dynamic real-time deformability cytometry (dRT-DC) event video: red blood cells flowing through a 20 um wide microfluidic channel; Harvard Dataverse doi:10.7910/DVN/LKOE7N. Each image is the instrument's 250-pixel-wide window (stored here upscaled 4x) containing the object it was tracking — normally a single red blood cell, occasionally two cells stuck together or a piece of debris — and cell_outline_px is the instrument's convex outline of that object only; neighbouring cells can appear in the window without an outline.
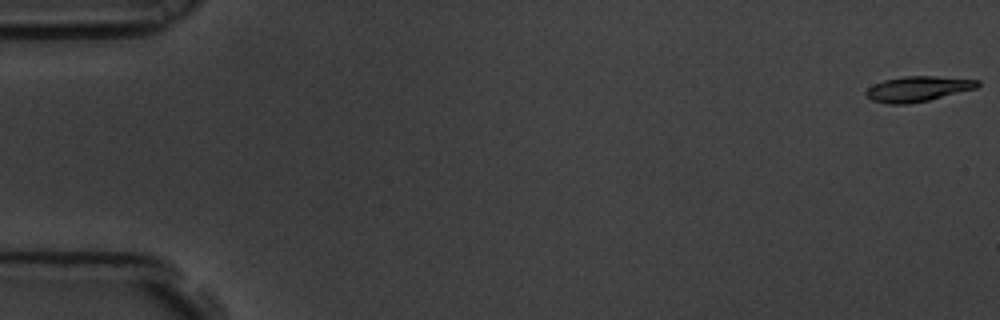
{"species": "common noctule bat (a hibernating species)", "species_latin": "Nyctalus noctula", "temperature_condition": "room temperature", "stored_images_in_passage": 18, "camera_frame_rate_fps": 3000, "um_per_image_px": 0.085, "animal": {"sex": "male", "body_mass_g": 19.5, "forearm_length_mm": 54.6}, "frame": {"image": 1, "passage_image": 1, "time_ms": 0.0, "image_size_px": [1000, 320], "cell_outline_px": [[980, 84], [976, 88], [928, 100], [908, 104], [888, 104], [872, 100], [864, 92], [868, 88], [884, 80], [904, 76], [936, 76], [980, 80]], "centroid_in_image_um": [78.02, 7.55], "position_along_channel_um": 7.0, "area_um2": 16.24}}
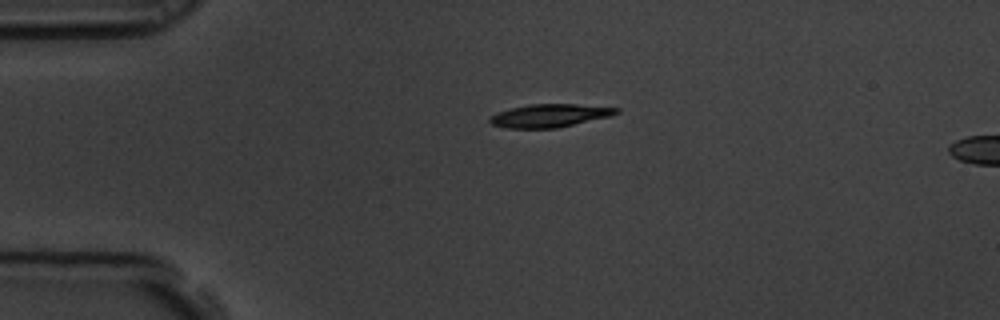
{"frame": {"image": 2, "passage_image": 14, "time_ms": 4.333, "image_size_px": [1000, 320], "cell_outline_px": [[620, 112], [612, 116], [556, 128], [508, 128], [492, 124], [488, 120], [496, 112], [528, 104], [576, 104], [620, 108]], "centroid_in_image_um": [46.75, 9.82], "position_along_channel_um": 38.2, "area_um2": 16.99}}